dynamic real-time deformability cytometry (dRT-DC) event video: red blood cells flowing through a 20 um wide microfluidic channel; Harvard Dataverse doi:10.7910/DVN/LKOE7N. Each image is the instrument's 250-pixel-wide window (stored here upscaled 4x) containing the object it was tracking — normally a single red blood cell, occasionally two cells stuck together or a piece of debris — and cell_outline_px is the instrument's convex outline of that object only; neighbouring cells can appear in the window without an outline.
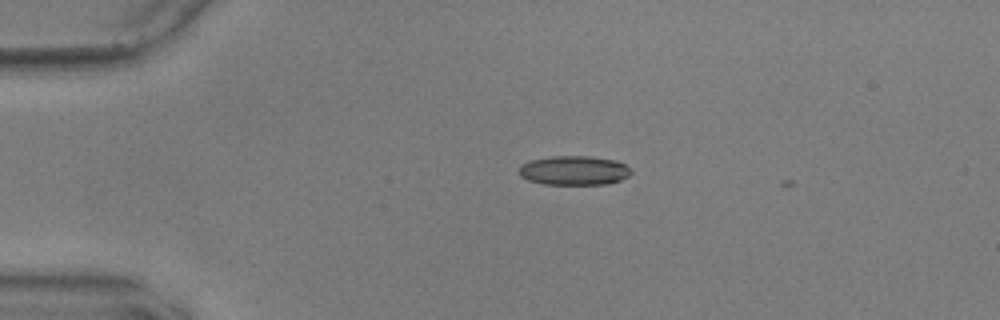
{"species": "common noctule bat (a hibernating species)", "species_latin": "Nyctalus noctula", "temperature_condition": "warm", "stored_images_in_passage": 6, "camera_frame_rate_fps": 3000, "um_per_image_px": 0.085, "animal": {"sex": "male", "body_mass_g": 17.9, "forearm_length_mm": 54.2}, "frame": {"image": 1, "passage_image": 2, "time_ms": 0.333, "image_size_px": [1000, 320], "cell_outline_px": [[632, 172], [628, 176], [620, 180], [608, 184], [544, 184], [528, 180], [520, 176], [520, 164], [528, 160], [552, 156], [588, 156], [616, 160], [624, 164]], "centroid_in_image_um": [48.77, 14.48], "position_along_channel_um": 36.2, "area_um2": 19.13}}